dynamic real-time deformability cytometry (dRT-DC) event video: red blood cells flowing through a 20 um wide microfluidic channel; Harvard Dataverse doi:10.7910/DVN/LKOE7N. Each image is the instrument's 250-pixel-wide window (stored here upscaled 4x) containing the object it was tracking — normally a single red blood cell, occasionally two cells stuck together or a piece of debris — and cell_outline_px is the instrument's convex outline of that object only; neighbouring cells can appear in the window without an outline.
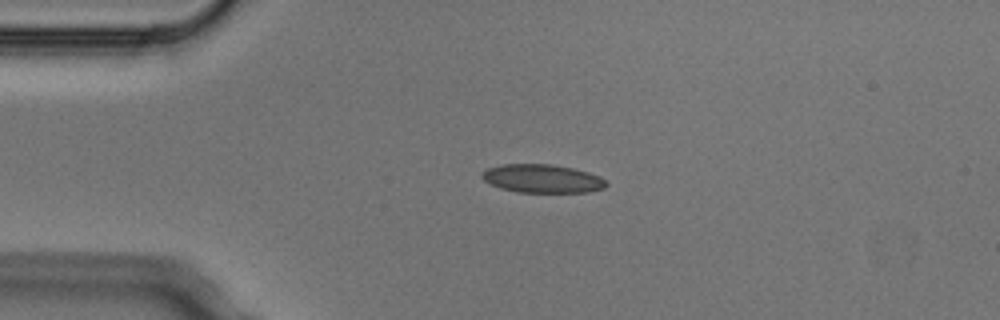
{"species": "Egyptian fruit bat (a non-hibernating species)", "species_latin": "Rousettus aegyptiacus", "temperature_condition": "cold", "stored_images_in_passage": 4, "camera_frame_rate_fps": 3000, "um_per_image_px": 0.085, "animal": {"sex": "male"}, "frame": {"image": 1, "passage_image": 3, "time_ms": 0.667, "image_size_px": [1000, 320], "cell_outline_px": [[608, 184], [604, 188], [588, 192], [516, 192], [500, 188], [484, 180], [480, 176], [480, 172], [488, 168], [504, 164], [552, 164], [572, 168], [588, 172], [600, 176]], "centroid_in_image_um": [46.08, 15.18], "position_along_channel_um": 38.9, "area_um2": 20.58}}